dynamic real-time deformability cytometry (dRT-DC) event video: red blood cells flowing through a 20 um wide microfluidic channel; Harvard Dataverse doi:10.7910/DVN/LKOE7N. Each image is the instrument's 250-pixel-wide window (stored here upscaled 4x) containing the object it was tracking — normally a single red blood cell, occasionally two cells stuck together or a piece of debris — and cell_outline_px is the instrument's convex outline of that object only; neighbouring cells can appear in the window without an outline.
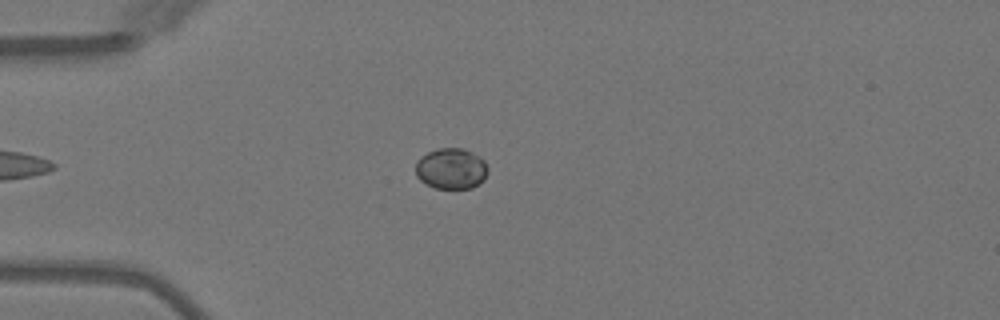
{"species": "Egyptian fruit bat (a non-hibernating species)", "species_latin": "Rousettus aegyptiacus", "temperature_condition": "warm", "stored_images_in_passage": 2, "camera_frame_rate_fps": 3000, "um_per_image_px": 0.085, "animal": {"sex": "female"}, "frame": {"image": 1, "passage_image": 2, "time_ms": 1.333, "image_size_px": [1000, 320], "cell_outline_px": [[488, 172], [484, 180], [472, 188], [436, 188], [424, 184], [416, 176], [416, 160], [420, 156], [436, 148], [464, 148], [480, 156], [484, 160], [488, 168]], "centroid_in_image_um": [38.35, 14.32], "position_along_channel_um": 46.7, "area_um2": 17.51}}